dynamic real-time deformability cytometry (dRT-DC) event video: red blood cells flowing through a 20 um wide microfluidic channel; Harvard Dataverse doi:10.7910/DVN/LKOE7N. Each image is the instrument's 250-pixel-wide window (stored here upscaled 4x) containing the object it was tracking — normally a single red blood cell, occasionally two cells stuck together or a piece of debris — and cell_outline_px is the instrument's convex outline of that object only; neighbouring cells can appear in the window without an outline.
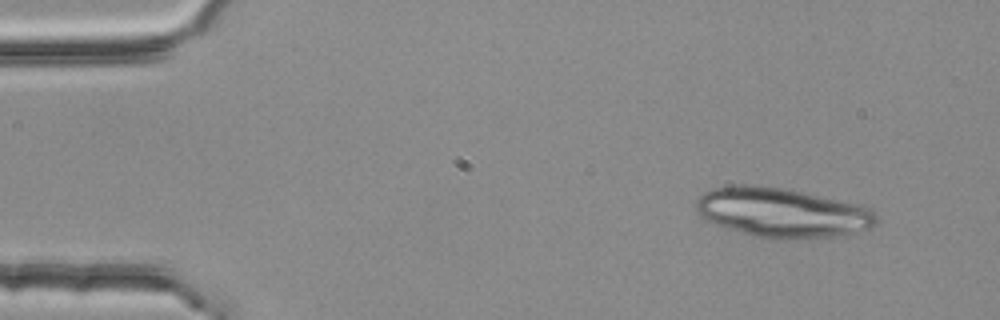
{"species": "common noctule bat (a hibernating species)", "species_latin": "Nyctalus noctula", "temperature_condition": "room temperature", "stored_images_in_passage": 4, "camera_frame_rate_fps": 3000, "um_per_image_px": 0.085, "animal": {"sex": "female", "body_mass_g": 25.1}, "frame": {"image": 1, "passage_image": 1, "time_ms": 0.0, "image_size_px": [1000, 320], "cell_outline_px": [[880, 220], [872, 228], [836, 236], [756, 236], [724, 228], [700, 216], [696, 208], [696, 200], [704, 192], [712, 188], [736, 184], [744, 184], [780, 188], [860, 204], [868, 208]], "centroid_in_image_um": [66.45, 18.03], "position_along_channel_um": 18.6, "area_um2": 50.63}}